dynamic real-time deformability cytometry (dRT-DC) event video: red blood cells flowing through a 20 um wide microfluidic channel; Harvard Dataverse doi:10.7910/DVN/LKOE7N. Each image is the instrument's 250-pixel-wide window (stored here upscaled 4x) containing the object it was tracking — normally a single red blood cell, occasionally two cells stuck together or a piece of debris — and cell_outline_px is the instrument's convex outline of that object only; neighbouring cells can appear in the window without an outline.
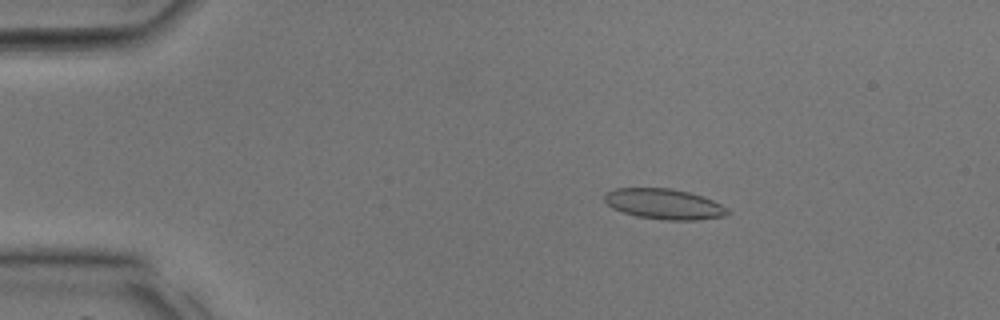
{"species": "common noctule bat (a hibernating species)", "species_latin": "Nyctalus noctula", "temperature_condition": "room temperature", "stored_images_in_passage": 35, "camera_frame_rate_fps": 3000, "um_per_image_px": 0.085, "animal": {"sex": "male", "body_mass_g": 17.9, "forearm_length_mm": 54.2}, "frame": {"image": 1, "passage_image": 6, "time_ms": 1.667, "image_size_px": [1000, 320], "cell_outline_px": [[728, 212], [724, 216], [696, 220], [664, 220], [636, 216], [612, 208], [604, 200], [604, 196], [612, 188], [672, 188], [688, 192], [712, 200], [728, 208]], "centroid_in_image_um": [56.42, 17.34], "position_along_channel_um": 28.6, "area_um2": 21.68}}
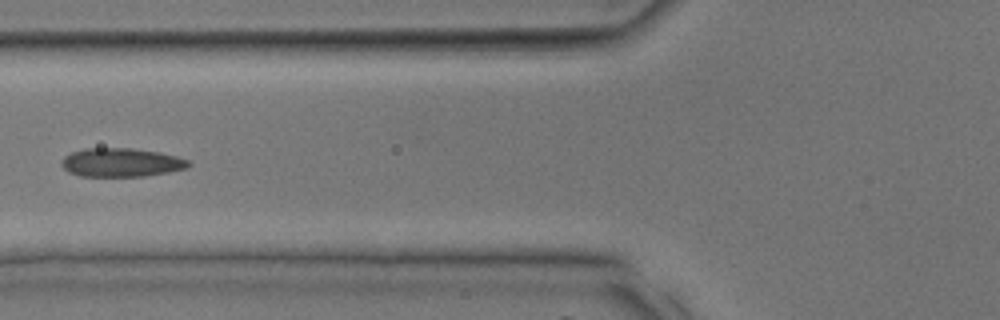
{"frame": {"image": 2, "passage_image": 14, "time_ms": 4.333, "image_size_px": [1000, 320], "cell_outline_px": [[192, 164], [188, 168], [168, 172], [144, 176], [80, 176], [68, 172], [60, 164], [64, 156], [72, 152], [84, 148], [132, 148], [160, 152], [176, 156], [188, 160]], "centroid_in_image_um": [10.31, 13.81], "position_along_channel_um": 115.5, "area_um2": 21.33}}
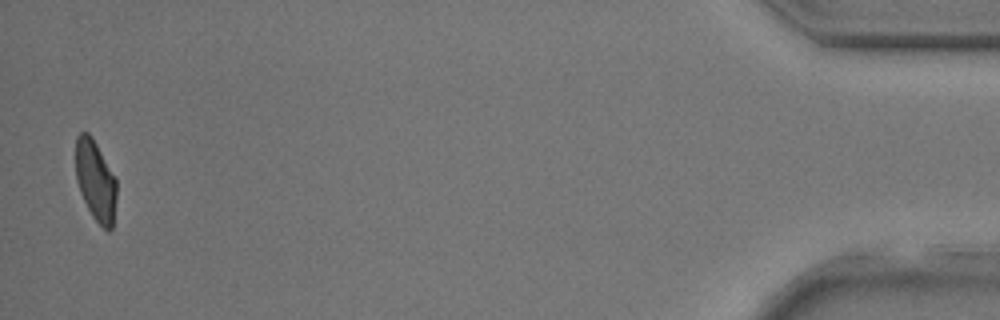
{"frame": {"image": 3, "passage_image": 35, "time_ms": 11.333, "image_size_px": [1000, 320], "cell_outline_px": [[116, 196], [112, 228], [108, 232], [92, 216], [80, 192], [76, 180], [76, 136], [80, 132], [88, 132], [92, 136], [116, 180]], "centroid_in_image_um": [8.1, 15.34], "position_along_channel_um": 427.1, "area_um2": 18.96}}